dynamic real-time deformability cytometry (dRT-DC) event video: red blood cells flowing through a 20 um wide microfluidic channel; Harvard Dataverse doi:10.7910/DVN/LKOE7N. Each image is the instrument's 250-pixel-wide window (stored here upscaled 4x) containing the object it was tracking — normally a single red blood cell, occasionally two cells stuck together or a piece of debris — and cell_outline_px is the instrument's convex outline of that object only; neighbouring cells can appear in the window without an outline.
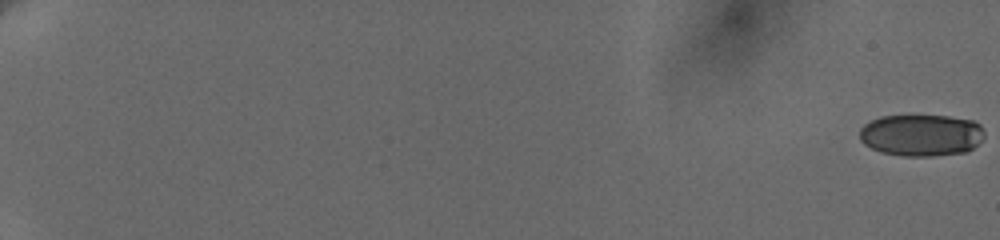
{"species": "human", "species_latin": "Homo sapiens", "temperature_condition": "cold", "stored_images_in_passage": 30, "camera_frame_rate_fps": 3000, "um_per_image_px": 0.085, "donor": {"sex": "female"}, "frame": {"image": 1, "passage_image": 1, "time_ms": 0.0, "image_size_px": [1000, 240], "cell_outline_px": [[984, 136], [968, 152], [932, 156], [904, 156], [880, 152], [864, 144], [860, 140], [860, 128], [864, 124], [880, 116], [948, 116], [972, 120], [980, 124], [984, 132]], "centroid_in_image_um": [78.3, 11.49], "position_along_channel_um": 6.7, "area_um2": 30.46}}
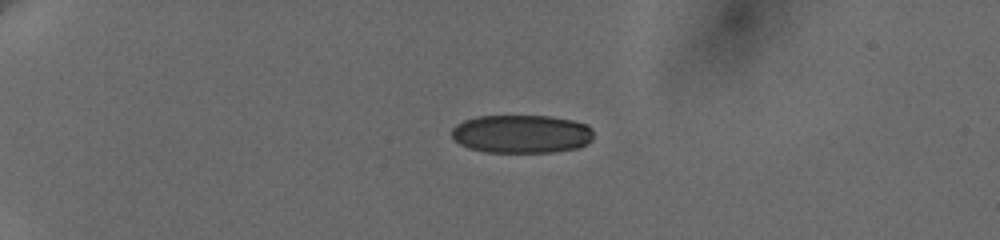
{"frame": {"image": 2, "passage_image": 18, "time_ms": 5.667, "image_size_px": [1000, 240], "cell_outline_px": [[592, 140], [588, 144], [580, 148], [552, 152], [484, 152], [468, 148], [460, 144], [452, 136], [452, 128], [456, 124], [464, 120], [476, 116], [552, 116], [572, 120], [588, 124], [592, 128]], "centroid_in_image_um": [44.35, 11.38], "position_along_channel_um": 40.6, "area_um2": 32.02}}